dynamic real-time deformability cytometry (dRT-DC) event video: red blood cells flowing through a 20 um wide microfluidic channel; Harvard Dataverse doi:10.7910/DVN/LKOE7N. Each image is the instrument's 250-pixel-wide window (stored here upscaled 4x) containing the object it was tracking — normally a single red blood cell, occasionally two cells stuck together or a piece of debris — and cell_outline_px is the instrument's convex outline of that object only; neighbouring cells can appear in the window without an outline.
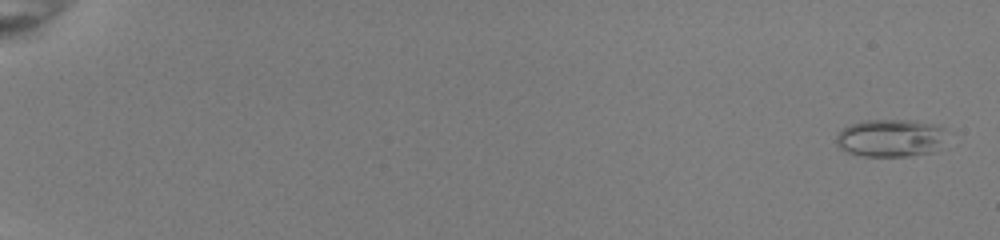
{"species": "common noctule bat (a hibernating species)", "species_latin": "Nyctalus noctula", "temperature_condition": "room temperature", "stored_images_in_passage": 53, "camera_frame_rate_fps": 3000, "um_per_image_px": 0.085, "animal": {"sex": "female", "body_mass_g": 22.0, "forearm_length_mm": 56.7}, "frame": {"image": 1, "passage_image": 2, "time_ms": 0.333, "image_size_px": [1000, 240], "cell_outline_px": [[944, 128], [940, 140], [932, 152], [908, 156], [864, 156], [848, 152], [840, 148], [836, 144], [836, 136], [844, 128], [852, 124], [864, 120], [916, 120], [932, 124]], "centroid_in_image_um": [75.61, 11.72], "position_along_channel_um": 9.4, "area_um2": 23.7}}
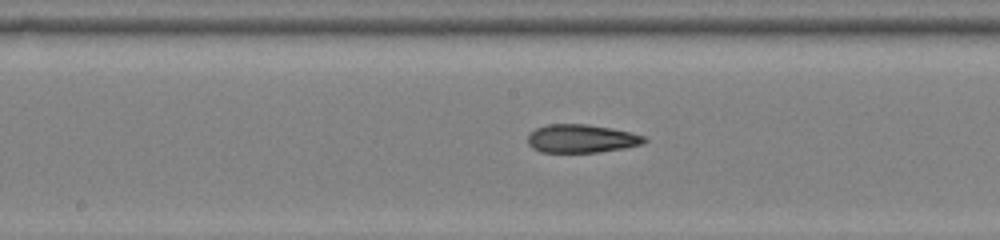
{"frame": {"image": 2, "passage_image": 31, "time_ms": 10.0, "image_size_px": [1000, 240], "cell_outline_px": [[648, 140], [640, 144], [624, 148], [600, 152], [540, 152], [532, 148], [528, 144], [528, 136], [536, 128], [548, 124], [588, 124], [612, 128], [632, 132], [644, 136]], "centroid_in_image_um": [49.42, 11.78], "position_along_channel_um": 198.8, "area_um2": 19.25}}
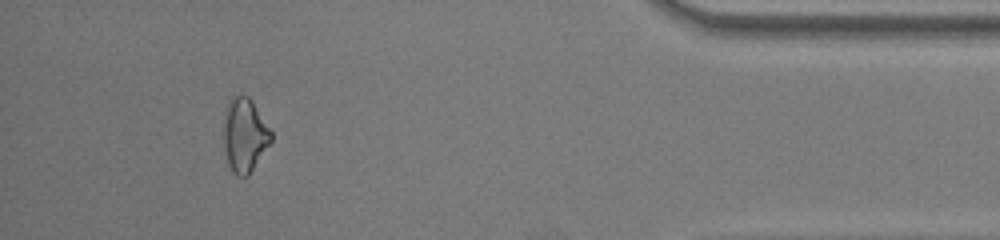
{"frame": {"image": 3, "passage_image": 50, "time_ms": 16.333, "image_size_px": [1000, 240], "cell_outline_px": [[272, 140], [248, 176], [236, 176], [232, 172], [228, 164], [224, 148], [224, 124], [228, 104], [236, 96], [248, 96], [252, 100], [272, 132]], "centroid_in_image_um": [20.81, 11.53], "position_along_channel_um": 414.4, "area_um2": 20.06}, "authors_computed_cell_mechanics": {"area_um2": 20.0566, "velocity_mm_per_s": 4.0387, "shape_relaxation_time_tau1_ms": null, "shape_relaxation_time_tau2_ms": 1.8822, "deformation_change_tau1": null, "deformation_change_tau2": 0.0907}}